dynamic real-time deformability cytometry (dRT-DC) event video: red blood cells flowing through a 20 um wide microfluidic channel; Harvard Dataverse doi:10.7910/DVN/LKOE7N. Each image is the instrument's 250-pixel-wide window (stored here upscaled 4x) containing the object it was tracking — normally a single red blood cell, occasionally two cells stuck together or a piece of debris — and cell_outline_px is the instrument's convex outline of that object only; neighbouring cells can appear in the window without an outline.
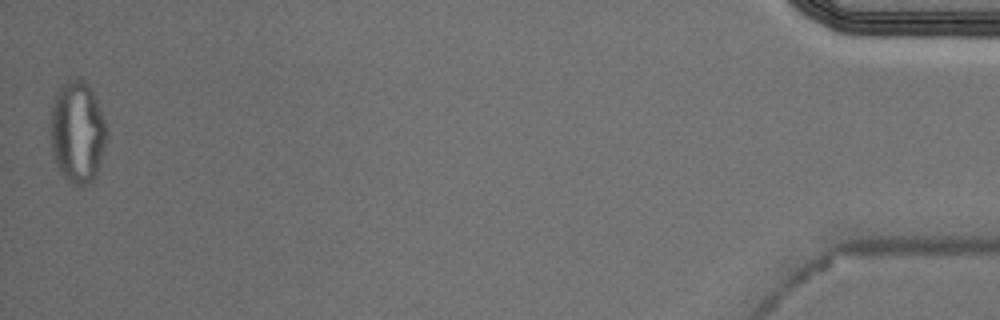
{"species": "Egyptian fruit bat (a non-hibernating species)", "species_latin": "Rousettus aegyptiacus", "temperature_condition": "cold", "stored_images_in_passage": 54, "camera_frame_rate_fps": 3000, "um_per_image_px": 0.085, "animal": {"sex": "male"}, "frame": {"image": 1, "passage_image": 54, "time_ms": 17.667, "image_size_px": [1000, 320], "cell_outline_px": [[108, 136], [100, 164], [96, 176], [92, 180], [84, 184], [72, 184], [60, 172], [56, 164], [52, 148], [48, 128], [48, 124], [52, 104], [60, 88], [68, 80], [84, 80], [88, 84], [96, 100], [108, 128]], "centroid_in_image_um": [6.57, 11.24], "position_along_channel_um": 428.6, "area_um2": 33.47}, "authors_computed_cell_mechanics": {"area_um2": 21.5883, "velocity_mm_per_s": 3.6913, "shape_relaxation_time_tau1_ms": null, "shape_relaxation_time_tau2_ms": 1.4623, "deformation_change_tau1": null, "deformation_change_tau2": 0.0723}}